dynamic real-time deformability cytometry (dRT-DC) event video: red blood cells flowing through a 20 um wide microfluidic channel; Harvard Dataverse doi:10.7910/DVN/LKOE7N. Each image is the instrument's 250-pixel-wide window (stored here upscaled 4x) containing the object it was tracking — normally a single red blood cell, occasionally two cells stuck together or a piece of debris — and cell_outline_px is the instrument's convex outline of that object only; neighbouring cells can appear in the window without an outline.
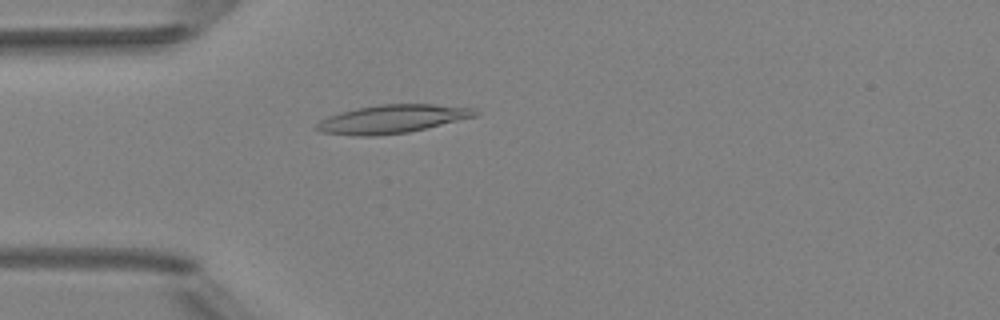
{"species": "Egyptian fruit bat (a non-hibernating species)", "species_latin": "Rousettus aegyptiacus", "temperature_condition": "room temperature", "stored_images_in_passage": 4, "camera_frame_rate_fps": 3000, "um_per_image_px": 0.085, "animal": {"sex": "female"}, "frame": {"image": 1, "passage_image": 4, "time_ms": 4.333, "image_size_px": [1000, 320], "cell_outline_px": [[480, 112], [476, 116], [408, 132], [376, 136], [360, 136], [320, 132], [312, 128], [320, 120], [328, 116], [340, 112], [356, 108], [380, 104], [432, 104], [472, 108]], "centroid_in_image_um": [33.28, 10.11], "position_along_channel_um": 51.7, "area_um2": 26.13}}